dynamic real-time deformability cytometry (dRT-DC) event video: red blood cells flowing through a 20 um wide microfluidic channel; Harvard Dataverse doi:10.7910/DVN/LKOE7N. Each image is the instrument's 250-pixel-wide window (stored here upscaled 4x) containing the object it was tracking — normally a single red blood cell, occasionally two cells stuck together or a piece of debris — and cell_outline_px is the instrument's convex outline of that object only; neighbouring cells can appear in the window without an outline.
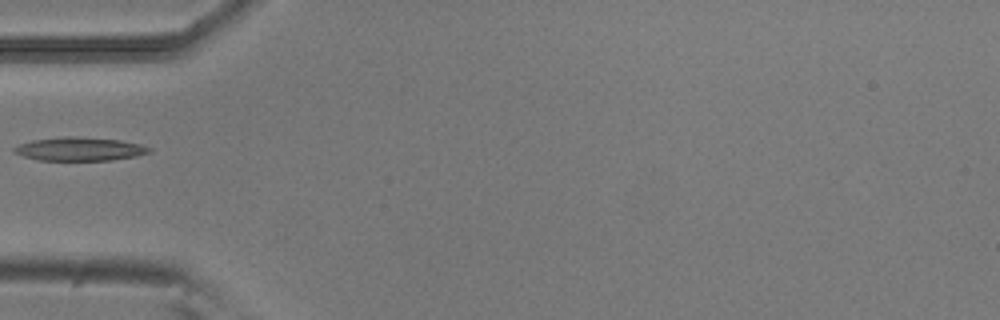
{"species": "common noctule bat (a hibernating species)", "species_latin": "Nyctalus noctula", "temperature_condition": "room temperature", "stored_images_in_passage": 36, "camera_frame_rate_fps": 3000, "um_per_image_px": 0.085, "animal": {"sex": "male", "body_mass_g": 20.5, "forearm_length_mm": 52.5}, "frame": {"image": 1, "passage_image": 1, "time_ms": 0.0, "image_size_px": [1000, 320], "cell_outline_px": [[152, 152], [136, 156], [112, 160], [40, 160], [24, 156], [12, 152], [12, 148], [20, 144], [32, 140], [64, 136], [76, 136], [120, 140], [140, 144], [152, 148]], "centroid_in_image_um": [6.78, 12.66], "position_along_channel_um": 78.2, "area_um2": 18.55}}
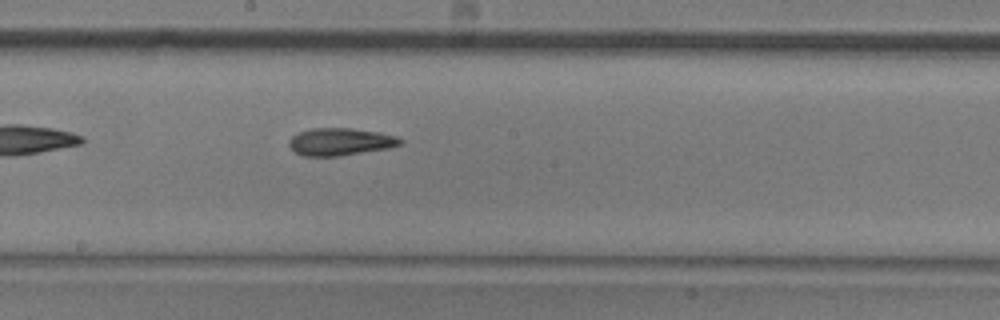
{"frame": {"image": 2, "passage_image": 12, "time_ms": 3.667, "image_size_px": [1000, 320], "cell_outline_px": [[404, 140], [400, 144], [388, 148], [340, 156], [304, 156], [296, 152], [288, 144], [288, 140], [292, 136], [300, 132], [312, 128], [352, 128], [380, 132], [396, 136]], "centroid_in_image_um": [28.93, 12.04], "position_along_channel_um": 219.3, "area_um2": 17.74}}
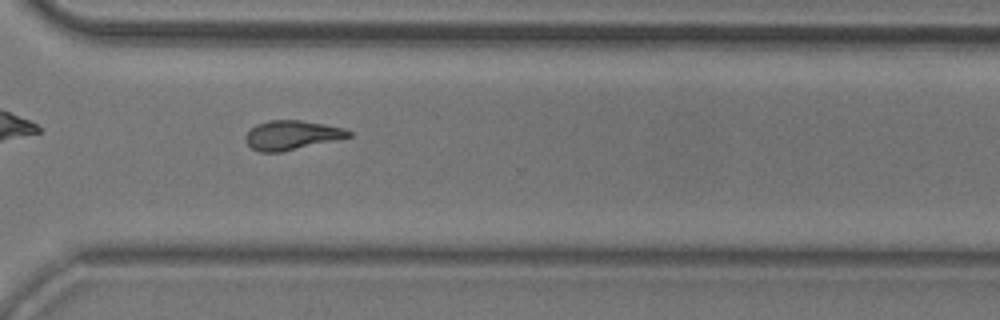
{"frame": {"image": 3, "passage_image": 22, "time_ms": 7.0, "image_size_px": [1000, 320], "cell_outline_px": [[352, 136], [336, 140], [280, 152], [260, 152], [252, 148], [248, 144], [244, 136], [256, 124], [268, 120], [300, 120], [324, 124], [340, 128], [352, 132]], "centroid_in_image_um": [24.77, 11.48], "position_along_channel_um": 345.8, "area_um2": 17.34}}